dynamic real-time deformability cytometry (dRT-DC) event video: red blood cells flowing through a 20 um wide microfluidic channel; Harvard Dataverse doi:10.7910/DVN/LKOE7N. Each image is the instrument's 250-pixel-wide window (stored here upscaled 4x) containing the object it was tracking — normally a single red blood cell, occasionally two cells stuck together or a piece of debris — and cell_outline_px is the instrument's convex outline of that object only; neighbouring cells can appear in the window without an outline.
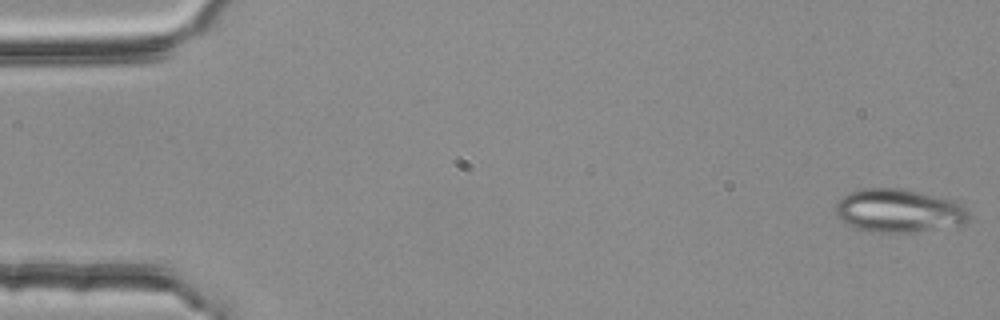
{"species": "common noctule bat (a hibernating species)", "species_latin": "Nyctalus noctula", "temperature_condition": "room temperature", "stored_images_in_passage": 4, "camera_frame_rate_fps": 3000, "um_per_image_px": 0.085, "animal": {"sex": "female", "body_mass_g": 25.1}, "frame": {"image": 1, "passage_image": 1, "time_ms": 0.0, "image_size_px": [1000, 320], "cell_outline_px": [[972, 216], [968, 220], [960, 224], [908, 232], [872, 232], [856, 228], [840, 220], [836, 216], [832, 208], [844, 196], [852, 192], [864, 188], [904, 188], [952, 200], [960, 204]], "centroid_in_image_um": [76.34, 17.9], "position_along_channel_um": 8.7, "area_um2": 33.35}}